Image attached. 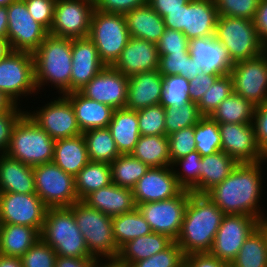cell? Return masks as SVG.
Instances as JSON below:
<instances>
[{
    "label": "cell",
    "instance_id": "1",
    "mask_svg": "<svg viewBox=\"0 0 267 267\" xmlns=\"http://www.w3.org/2000/svg\"><path fill=\"white\" fill-rule=\"evenodd\" d=\"M264 165L267 166V159L256 163H239L228 177L206 193L207 196L224 214L249 215L259 221L266 218L265 204H261L264 201L263 194H266L263 186L266 183L263 178L266 175L263 172Z\"/></svg>",
    "mask_w": 267,
    "mask_h": 267
},
{
    "label": "cell",
    "instance_id": "2",
    "mask_svg": "<svg viewBox=\"0 0 267 267\" xmlns=\"http://www.w3.org/2000/svg\"><path fill=\"white\" fill-rule=\"evenodd\" d=\"M224 215L207 194L190 193L182 227L175 240L185 256L210 252Z\"/></svg>",
    "mask_w": 267,
    "mask_h": 267
},
{
    "label": "cell",
    "instance_id": "3",
    "mask_svg": "<svg viewBox=\"0 0 267 267\" xmlns=\"http://www.w3.org/2000/svg\"><path fill=\"white\" fill-rule=\"evenodd\" d=\"M38 93L46 88L65 95L71 92L72 39L48 35L33 53ZM43 90V91H41Z\"/></svg>",
    "mask_w": 267,
    "mask_h": 267
},
{
    "label": "cell",
    "instance_id": "4",
    "mask_svg": "<svg viewBox=\"0 0 267 267\" xmlns=\"http://www.w3.org/2000/svg\"><path fill=\"white\" fill-rule=\"evenodd\" d=\"M40 238L54 249L57 256L94 258L68 207L47 209Z\"/></svg>",
    "mask_w": 267,
    "mask_h": 267
},
{
    "label": "cell",
    "instance_id": "5",
    "mask_svg": "<svg viewBox=\"0 0 267 267\" xmlns=\"http://www.w3.org/2000/svg\"><path fill=\"white\" fill-rule=\"evenodd\" d=\"M55 140L25 113L13 128L8 157L29 166L52 162Z\"/></svg>",
    "mask_w": 267,
    "mask_h": 267
},
{
    "label": "cell",
    "instance_id": "6",
    "mask_svg": "<svg viewBox=\"0 0 267 267\" xmlns=\"http://www.w3.org/2000/svg\"><path fill=\"white\" fill-rule=\"evenodd\" d=\"M94 258H117L120 249L113 238L112 217L78 201L68 207Z\"/></svg>",
    "mask_w": 267,
    "mask_h": 267
},
{
    "label": "cell",
    "instance_id": "7",
    "mask_svg": "<svg viewBox=\"0 0 267 267\" xmlns=\"http://www.w3.org/2000/svg\"><path fill=\"white\" fill-rule=\"evenodd\" d=\"M0 92L19 106H24L23 99L27 102L40 94L35 84L33 53L12 50L0 59Z\"/></svg>",
    "mask_w": 267,
    "mask_h": 267
},
{
    "label": "cell",
    "instance_id": "8",
    "mask_svg": "<svg viewBox=\"0 0 267 267\" xmlns=\"http://www.w3.org/2000/svg\"><path fill=\"white\" fill-rule=\"evenodd\" d=\"M88 38L95 44L100 61L113 66L131 38L124 14L95 9Z\"/></svg>",
    "mask_w": 267,
    "mask_h": 267
},
{
    "label": "cell",
    "instance_id": "9",
    "mask_svg": "<svg viewBox=\"0 0 267 267\" xmlns=\"http://www.w3.org/2000/svg\"><path fill=\"white\" fill-rule=\"evenodd\" d=\"M214 36L228 51L233 63L262 54V42L252 20L219 16Z\"/></svg>",
    "mask_w": 267,
    "mask_h": 267
},
{
    "label": "cell",
    "instance_id": "10",
    "mask_svg": "<svg viewBox=\"0 0 267 267\" xmlns=\"http://www.w3.org/2000/svg\"><path fill=\"white\" fill-rule=\"evenodd\" d=\"M35 191L48 208L70 207L80 201L75 177L65 173L53 161L33 167Z\"/></svg>",
    "mask_w": 267,
    "mask_h": 267
},
{
    "label": "cell",
    "instance_id": "11",
    "mask_svg": "<svg viewBox=\"0 0 267 267\" xmlns=\"http://www.w3.org/2000/svg\"><path fill=\"white\" fill-rule=\"evenodd\" d=\"M55 95L56 98L50 96V102L43 101L34 110L27 108L25 113L55 141L82 134L70 100L65 95Z\"/></svg>",
    "mask_w": 267,
    "mask_h": 267
},
{
    "label": "cell",
    "instance_id": "12",
    "mask_svg": "<svg viewBox=\"0 0 267 267\" xmlns=\"http://www.w3.org/2000/svg\"><path fill=\"white\" fill-rule=\"evenodd\" d=\"M191 191L182 190L177 196L137 205V209L153 232L175 241L180 233Z\"/></svg>",
    "mask_w": 267,
    "mask_h": 267
},
{
    "label": "cell",
    "instance_id": "13",
    "mask_svg": "<svg viewBox=\"0 0 267 267\" xmlns=\"http://www.w3.org/2000/svg\"><path fill=\"white\" fill-rule=\"evenodd\" d=\"M7 11V39L11 50L34 53L49 35L48 30L34 20L24 0H14Z\"/></svg>",
    "mask_w": 267,
    "mask_h": 267
},
{
    "label": "cell",
    "instance_id": "14",
    "mask_svg": "<svg viewBox=\"0 0 267 267\" xmlns=\"http://www.w3.org/2000/svg\"><path fill=\"white\" fill-rule=\"evenodd\" d=\"M94 0H56L50 35L78 39L88 37Z\"/></svg>",
    "mask_w": 267,
    "mask_h": 267
},
{
    "label": "cell",
    "instance_id": "15",
    "mask_svg": "<svg viewBox=\"0 0 267 267\" xmlns=\"http://www.w3.org/2000/svg\"><path fill=\"white\" fill-rule=\"evenodd\" d=\"M48 207L36 193L0 192V224H17L42 230Z\"/></svg>",
    "mask_w": 267,
    "mask_h": 267
},
{
    "label": "cell",
    "instance_id": "16",
    "mask_svg": "<svg viewBox=\"0 0 267 267\" xmlns=\"http://www.w3.org/2000/svg\"><path fill=\"white\" fill-rule=\"evenodd\" d=\"M258 224L259 220L249 215L225 214L209 253L231 264Z\"/></svg>",
    "mask_w": 267,
    "mask_h": 267
},
{
    "label": "cell",
    "instance_id": "17",
    "mask_svg": "<svg viewBox=\"0 0 267 267\" xmlns=\"http://www.w3.org/2000/svg\"><path fill=\"white\" fill-rule=\"evenodd\" d=\"M230 76L235 94L254 106L267 102V60L262 54L234 63Z\"/></svg>",
    "mask_w": 267,
    "mask_h": 267
},
{
    "label": "cell",
    "instance_id": "18",
    "mask_svg": "<svg viewBox=\"0 0 267 267\" xmlns=\"http://www.w3.org/2000/svg\"><path fill=\"white\" fill-rule=\"evenodd\" d=\"M221 149L238 163H256L267 159L256 140L252 123H218Z\"/></svg>",
    "mask_w": 267,
    "mask_h": 267
},
{
    "label": "cell",
    "instance_id": "19",
    "mask_svg": "<svg viewBox=\"0 0 267 267\" xmlns=\"http://www.w3.org/2000/svg\"><path fill=\"white\" fill-rule=\"evenodd\" d=\"M79 92L86 98L106 104L115 110L125 108L128 77L113 66H105Z\"/></svg>",
    "mask_w": 267,
    "mask_h": 267
},
{
    "label": "cell",
    "instance_id": "20",
    "mask_svg": "<svg viewBox=\"0 0 267 267\" xmlns=\"http://www.w3.org/2000/svg\"><path fill=\"white\" fill-rule=\"evenodd\" d=\"M136 206L177 196L183 188L171 166L151 167L132 189Z\"/></svg>",
    "mask_w": 267,
    "mask_h": 267
},
{
    "label": "cell",
    "instance_id": "21",
    "mask_svg": "<svg viewBox=\"0 0 267 267\" xmlns=\"http://www.w3.org/2000/svg\"><path fill=\"white\" fill-rule=\"evenodd\" d=\"M188 51L197 68L205 74H230L233 62L223 44L215 36L189 40Z\"/></svg>",
    "mask_w": 267,
    "mask_h": 267
},
{
    "label": "cell",
    "instance_id": "22",
    "mask_svg": "<svg viewBox=\"0 0 267 267\" xmlns=\"http://www.w3.org/2000/svg\"><path fill=\"white\" fill-rule=\"evenodd\" d=\"M159 54L156 43L131 37L113 67L124 76L158 70Z\"/></svg>",
    "mask_w": 267,
    "mask_h": 267
},
{
    "label": "cell",
    "instance_id": "23",
    "mask_svg": "<svg viewBox=\"0 0 267 267\" xmlns=\"http://www.w3.org/2000/svg\"><path fill=\"white\" fill-rule=\"evenodd\" d=\"M104 67L95 44L88 37L72 39L71 92L80 91Z\"/></svg>",
    "mask_w": 267,
    "mask_h": 267
},
{
    "label": "cell",
    "instance_id": "24",
    "mask_svg": "<svg viewBox=\"0 0 267 267\" xmlns=\"http://www.w3.org/2000/svg\"><path fill=\"white\" fill-rule=\"evenodd\" d=\"M163 76L158 70L141 72L128 77V92L125 108L138 111L160 102Z\"/></svg>",
    "mask_w": 267,
    "mask_h": 267
},
{
    "label": "cell",
    "instance_id": "25",
    "mask_svg": "<svg viewBox=\"0 0 267 267\" xmlns=\"http://www.w3.org/2000/svg\"><path fill=\"white\" fill-rule=\"evenodd\" d=\"M214 0H191L184 5V31L189 40L214 36L218 21Z\"/></svg>",
    "mask_w": 267,
    "mask_h": 267
},
{
    "label": "cell",
    "instance_id": "26",
    "mask_svg": "<svg viewBox=\"0 0 267 267\" xmlns=\"http://www.w3.org/2000/svg\"><path fill=\"white\" fill-rule=\"evenodd\" d=\"M83 202L111 217L129 213L137 208L133 190L113 183L90 193Z\"/></svg>",
    "mask_w": 267,
    "mask_h": 267
},
{
    "label": "cell",
    "instance_id": "27",
    "mask_svg": "<svg viewBox=\"0 0 267 267\" xmlns=\"http://www.w3.org/2000/svg\"><path fill=\"white\" fill-rule=\"evenodd\" d=\"M73 107L81 132L94 128H106L112 120V107L83 96L79 91L65 94Z\"/></svg>",
    "mask_w": 267,
    "mask_h": 267
},
{
    "label": "cell",
    "instance_id": "28",
    "mask_svg": "<svg viewBox=\"0 0 267 267\" xmlns=\"http://www.w3.org/2000/svg\"><path fill=\"white\" fill-rule=\"evenodd\" d=\"M0 192L36 193L33 167L0 154Z\"/></svg>",
    "mask_w": 267,
    "mask_h": 267
},
{
    "label": "cell",
    "instance_id": "29",
    "mask_svg": "<svg viewBox=\"0 0 267 267\" xmlns=\"http://www.w3.org/2000/svg\"><path fill=\"white\" fill-rule=\"evenodd\" d=\"M130 37L157 43L165 32L164 19L148 4L124 14Z\"/></svg>",
    "mask_w": 267,
    "mask_h": 267
},
{
    "label": "cell",
    "instance_id": "30",
    "mask_svg": "<svg viewBox=\"0 0 267 267\" xmlns=\"http://www.w3.org/2000/svg\"><path fill=\"white\" fill-rule=\"evenodd\" d=\"M120 155L131 154L140 135L137 111L127 108L114 110L107 127Z\"/></svg>",
    "mask_w": 267,
    "mask_h": 267
},
{
    "label": "cell",
    "instance_id": "31",
    "mask_svg": "<svg viewBox=\"0 0 267 267\" xmlns=\"http://www.w3.org/2000/svg\"><path fill=\"white\" fill-rule=\"evenodd\" d=\"M89 161L82 134L55 141L53 162L65 173L75 177Z\"/></svg>",
    "mask_w": 267,
    "mask_h": 267
},
{
    "label": "cell",
    "instance_id": "32",
    "mask_svg": "<svg viewBox=\"0 0 267 267\" xmlns=\"http://www.w3.org/2000/svg\"><path fill=\"white\" fill-rule=\"evenodd\" d=\"M173 242L168 236L152 232L124 244L119 251L118 259L130 267L134 262L149 258L166 249Z\"/></svg>",
    "mask_w": 267,
    "mask_h": 267
},
{
    "label": "cell",
    "instance_id": "33",
    "mask_svg": "<svg viewBox=\"0 0 267 267\" xmlns=\"http://www.w3.org/2000/svg\"><path fill=\"white\" fill-rule=\"evenodd\" d=\"M40 238L32 227L17 224H0V254L21 257Z\"/></svg>",
    "mask_w": 267,
    "mask_h": 267
},
{
    "label": "cell",
    "instance_id": "34",
    "mask_svg": "<svg viewBox=\"0 0 267 267\" xmlns=\"http://www.w3.org/2000/svg\"><path fill=\"white\" fill-rule=\"evenodd\" d=\"M239 163L223 151L201 157L200 194H206L221 183Z\"/></svg>",
    "mask_w": 267,
    "mask_h": 267
},
{
    "label": "cell",
    "instance_id": "35",
    "mask_svg": "<svg viewBox=\"0 0 267 267\" xmlns=\"http://www.w3.org/2000/svg\"><path fill=\"white\" fill-rule=\"evenodd\" d=\"M131 155L148 167L171 166L169 141L166 135H141Z\"/></svg>",
    "mask_w": 267,
    "mask_h": 267
},
{
    "label": "cell",
    "instance_id": "36",
    "mask_svg": "<svg viewBox=\"0 0 267 267\" xmlns=\"http://www.w3.org/2000/svg\"><path fill=\"white\" fill-rule=\"evenodd\" d=\"M111 183L110 164L105 162L89 161L75 176V190L80 201Z\"/></svg>",
    "mask_w": 267,
    "mask_h": 267
},
{
    "label": "cell",
    "instance_id": "37",
    "mask_svg": "<svg viewBox=\"0 0 267 267\" xmlns=\"http://www.w3.org/2000/svg\"><path fill=\"white\" fill-rule=\"evenodd\" d=\"M112 230L119 249L128 241L153 232L137 208L129 213L113 216Z\"/></svg>",
    "mask_w": 267,
    "mask_h": 267
},
{
    "label": "cell",
    "instance_id": "38",
    "mask_svg": "<svg viewBox=\"0 0 267 267\" xmlns=\"http://www.w3.org/2000/svg\"><path fill=\"white\" fill-rule=\"evenodd\" d=\"M82 135L91 162L110 164L120 155L115 140L107 127L90 129L83 132Z\"/></svg>",
    "mask_w": 267,
    "mask_h": 267
},
{
    "label": "cell",
    "instance_id": "39",
    "mask_svg": "<svg viewBox=\"0 0 267 267\" xmlns=\"http://www.w3.org/2000/svg\"><path fill=\"white\" fill-rule=\"evenodd\" d=\"M255 106L235 93L224 99L210 117L217 123H252Z\"/></svg>",
    "mask_w": 267,
    "mask_h": 267
},
{
    "label": "cell",
    "instance_id": "40",
    "mask_svg": "<svg viewBox=\"0 0 267 267\" xmlns=\"http://www.w3.org/2000/svg\"><path fill=\"white\" fill-rule=\"evenodd\" d=\"M111 180L117 186L133 189L137 181L150 168L131 154L119 155L112 163Z\"/></svg>",
    "mask_w": 267,
    "mask_h": 267
},
{
    "label": "cell",
    "instance_id": "41",
    "mask_svg": "<svg viewBox=\"0 0 267 267\" xmlns=\"http://www.w3.org/2000/svg\"><path fill=\"white\" fill-rule=\"evenodd\" d=\"M232 267H267V251L263 233L256 228L244 241Z\"/></svg>",
    "mask_w": 267,
    "mask_h": 267
},
{
    "label": "cell",
    "instance_id": "42",
    "mask_svg": "<svg viewBox=\"0 0 267 267\" xmlns=\"http://www.w3.org/2000/svg\"><path fill=\"white\" fill-rule=\"evenodd\" d=\"M171 167L178 184L184 190L200 194L201 154L198 151L190 152L188 155L175 160Z\"/></svg>",
    "mask_w": 267,
    "mask_h": 267
},
{
    "label": "cell",
    "instance_id": "43",
    "mask_svg": "<svg viewBox=\"0 0 267 267\" xmlns=\"http://www.w3.org/2000/svg\"><path fill=\"white\" fill-rule=\"evenodd\" d=\"M194 140L196 151L201 154V157L222 151L218 123L210 116H202L199 119L195 125Z\"/></svg>",
    "mask_w": 267,
    "mask_h": 267
},
{
    "label": "cell",
    "instance_id": "44",
    "mask_svg": "<svg viewBox=\"0 0 267 267\" xmlns=\"http://www.w3.org/2000/svg\"><path fill=\"white\" fill-rule=\"evenodd\" d=\"M202 115L199 113L197 103L187 102L183 106L165 108V135L183 128L195 126Z\"/></svg>",
    "mask_w": 267,
    "mask_h": 267
},
{
    "label": "cell",
    "instance_id": "45",
    "mask_svg": "<svg viewBox=\"0 0 267 267\" xmlns=\"http://www.w3.org/2000/svg\"><path fill=\"white\" fill-rule=\"evenodd\" d=\"M158 71L163 77L179 75L188 79L195 78L201 72L189 53H173L159 56Z\"/></svg>",
    "mask_w": 267,
    "mask_h": 267
},
{
    "label": "cell",
    "instance_id": "46",
    "mask_svg": "<svg viewBox=\"0 0 267 267\" xmlns=\"http://www.w3.org/2000/svg\"><path fill=\"white\" fill-rule=\"evenodd\" d=\"M189 79L179 75L163 77V90L159 104L164 108L181 107L190 102Z\"/></svg>",
    "mask_w": 267,
    "mask_h": 267
},
{
    "label": "cell",
    "instance_id": "47",
    "mask_svg": "<svg viewBox=\"0 0 267 267\" xmlns=\"http://www.w3.org/2000/svg\"><path fill=\"white\" fill-rule=\"evenodd\" d=\"M233 93L230 74L219 76L197 103L199 113L202 116H210L218 105Z\"/></svg>",
    "mask_w": 267,
    "mask_h": 267
},
{
    "label": "cell",
    "instance_id": "48",
    "mask_svg": "<svg viewBox=\"0 0 267 267\" xmlns=\"http://www.w3.org/2000/svg\"><path fill=\"white\" fill-rule=\"evenodd\" d=\"M140 135H165V108L153 105L137 111Z\"/></svg>",
    "mask_w": 267,
    "mask_h": 267
},
{
    "label": "cell",
    "instance_id": "49",
    "mask_svg": "<svg viewBox=\"0 0 267 267\" xmlns=\"http://www.w3.org/2000/svg\"><path fill=\"white\" fill-rule=\"evenodd\" d=\"M185 255L173 241L166 249L141 261L134 262L130 267H184Z\"/></svg>",
    "mask_w": 267,
    "mask_h": 267
},
{
    "label": "cell",
    "instance_id": "50",
    "mask_svg": "<svg viewBox=\"0 0 267 267\" xmlns=\"http://www.w3.org/2000/svg\"><path fill=\"white\" fill-rule=\"evenodd\" d=\"M23 267H55L57 254L41 238L21 257Z\"/></svg>",
    "mask_w": 267,
    "mask_h": 267
},
{
    "label": "cell",
    "instance_id": "51",
    "mask_svg": "<svg viewBox=\"0 0 267 267\" xmlns=\"http://www.w3.org/2000/svg\"><path fill=\"white\" fill-rule=\"evenodd\" d=\"M195 126L183 128L168 136L171 164L190 152L196 151Z\"/></svg>",
    "mask_w": 267,
    "mask_h": 267
},
{
    "label": "cell",
    "instance_id": "52",
    "mask_svg": "<svg viewBox=\"0 0 267 267\" xmlns=\"http://www.w3.org/2000/svg\"><path fill=\"white\" fill-rule=\"evenodd\" d=\"M260 0H214L219 16L253 20Z\"/></svg>",
    "mask_w": 267,
    "mask_h": 267
},
{
    "label": "cell",
    "instance_id": "53",
    "mask_svg": "<svg viewBox=\"0 0 267 267\" xmlns=\"http://www.w3.org/2000/svg\"><path fill=\"white\" fill-rule=\"evenodd\" d=\"M156 45L159 56L173 53H189V39L187 36L182 31L167 27Z\"/></svg>",
    "mask_w": 267,
    "mask_h": 267
},
{
    "label": "cell",
    "instance_id": "54",
    "mask_svg": "<svg viewBox=\"0 0 267 267\" xmlns=\"http://www.w3.org/2000/svg\"><path fill=\"white\" fill-rule=\"evenodd\" d=\"M27 107L29 108L30 106L23 107L14 104L8 111L0 114V154L7 151L13 128L17 121L25 114Z\"/></svg>",
    "mask_w": 267,
    "mask_h": 267
},
{
    "label": "cell",
    "instance_id": "55",
    "mask_svg": "<svg viewBox=\"0 0 267 267\" xmlns=\"http://www.w3.org/2000/svg\"><path fill=\"white\" fill-rule=\"evenodd\" d=\"M30 15L48 31L53 22L56 0H24Z\"/></svg>",
    "mask_w": 267,
    "mask_h": 267
},
{
    "label": "cell",
    "instance_id": "56",
    "mask_svg": "<svg viewBox=\"0 0 267 267\" xmlns=\"http://www.w3.org/2000/svg\"><path fill=\"white\" fill-rule=\"evenodd\" d=\"M252 124L258 146L267 157V102L255 106Z\"/></svg>",
    "mask_w": 267,
    "mask_h": 267
},
{
    "label": "cell",
    "instance_id": "57",
    "mask_svg": "<svg viewBox=\"0 0 267 267\" xmlns=\"http://www.w3.org/2000/svg\"><path fill=\"white\" fill-rule=\"evenodd\" d=\"M149 0H94L95 9L107 13L125 14L134 8L145 6Z\"/></svg>",
    "mask_w": 267,
    "mask_h": 267
},
{
    "label": "cell",
    "instance_id": "58",
    "mask_svg": "<svg viewBox=\"0 0 267 267\" xmlns=\"http://www.w3.org/2000/svg\"><path fill=\"white\" fill-rule=\"evenodd\" d=\"M218 77L219 75L205 74L201 71L195 78L189 79L190 101L198 103Z\"/></svg>",
    "mask_w": 267,
    "mask_h": 267
},
{
    "label": "cell",
    "instance_id": "59",
    "mask_svg": "<svg viewBox=\"0 0 267 267\" xmlns=\"http://www.w3.org/2000/svg\"><path fill=\"white\" fill-rule=\"evenodd\" d=\"M228 262L222 261L210 253H193L185 256L184 267H228Z\"/></svg>",
    "mask_w": 267,
    "mask_h": 267
},
{
    "label": "cell",
    "instance_id": "60",
    "mask_svg": "<svg viewBox=\"0 0 267 267\" xmlns=\"http://www.w3.org/2000/svg\"><path fill=\"white\" fill-rule=\"evenodd\" d=\"M252 21L261 42L267 40V0H260Z\"/></svg>",
    "mask_w": 267,
    "mask_h": 267
},
{
    "label": "cell",
    "instance_id": "61",
    "mask_svg": "<svg viewBox=\"0 0 267 267\" xmlns=\"http://www.w3.org/2000/svg\"><path fill=\"white\" fill-rule=\"evenodd\" d=\"M191 0H149L148 5L164 18L169 11L181 9V6Z\"/></svg>",
    "mask_w": 267,
    "mask_h": 267
},
{
    "label": "cell",
    "instance_id": "62",
    "mask_svg": "<svg viewBox=\"0 0 267 267\" xmlns=\"http://www.w3.org/2000/svg\"><path fill=\"white\" fill-rule=\"evenodd\" d=\"M165 26L167 28L184 31V5L181 9L175 11H169L168 14L163 18Z\"/></svg>",
    "mask_w": 267,
    "mask_h": 267
},
{
    "label": "cell",
    "instance_id": "63",
    "mask_svg": "<svg viewBox=\"0 0 267 267\" xmlns=\"http://www.w3.org/2000/svg\"><path fill=\"white\" fill-rule=\"evenodd\" d=\"M94 259L57 256L55 267H90Z\"/></svg>",
    "mask_w": 267,
    "mask_h": 267
},
{
    "label": "cell",
    "instance_id": "64",
    "mask_svg": "<svg viewBox=\"0 0 267 267\" xmlns=\"http://www.w3.org/2000/svg\"><path fill=\"white\" fill-rule=\"evenodd\" d=\"M90 267H126L118 258H95Z\"/></svg>",
    "mask_w": 267,
    "mask_h": 267
},
{
    "label": "cell",
    "instance_id": "65",
    "mask_svg": "<svg viewBox=\"0 0 267 267\" xmlns=\"http://www.w3.org/2000/svg\"><path fill=\"white\" fill-rule=\"evenodd\" d=\"M0 267H23L20 257L3 256L0 254Z\"/></svg>",
    "mask_w": 267,
    "mask_h": 267
},
{
    "label": "cell",
    "instance_id": "66",
    "mask_svg": "<svg viewBox=\"0 0 267 267\" xmlns=\"http://www.w3.org/2000/svg\"><path fill=\"white\" fill-rule=\"evenodd\" d=\"M8 11L7 7H0V37L7 38Z\"/></svg>",
    "mask_w": 267,
    "mask_h": 267
},
{
    "label": "cell",
    "instance_id": "67",
    "mask_svg": "<svg viewBox=\"0 0 267 267\" xmlns=\"http://www.w3.org/2000/svg\"><path fill=\"white\" fill-rule=\"evenodd\" d=\"M14 104L0 92V114L8 111Z\"/></svg>",
    "mask_w": 267,
    "mask_h": 267
},
{
    "label": "cell",
    "instance_id": "68",
    "mask_svg": "<svg viewBox=\"0 0 267 267\" xmlns=\"http://www.w3.org/2000/svg\"><path fill=\"white\" fill-rule=\"evenodd\" d=\"M11 50L10 44L6 37H0V59L5 57Z\"/></svg>",
    "mask_w": 267,
    "mask_h": 267
},
{
    "label": "cell",
    "instance_id": "69",
    "mask_svg": "<svg viewBox=\"0 0 267 267\" xmlns=\"http://www.w3.org/2000/svg\"><path fill=\"white\" fill-rule=\"evenodd\" d=\"M264 235V240L266 243V251H267V217L263 218L259 221L258 227H257Z\"/></svg>",
    "mask_w": 267,
    "mask_h": 267
},
{
    "label": "cell",
    "instance_id": "70",
    "mask_svg": "<svg viewBox=\"0 0 267 267\" xmlns=\"http://www.w3.org/2000/svg\"><path fill=\"white\" fill-rule=\"evenodd\" d=\"M262 55L267 60V40L262 42Z\"/></svg>",
    "mask_w": 267,
    "mask_h": 267
},
{
    "label": "cell",
    "instance_id": "71",
    "mask_svg": "<svg viewBox=\"0 0 267 267\" xmlns=\"http://www.w3.org/2000/svg\"><path fill=\"white\" fill-rule=\"evenodd\" d=\"M14 0H0V7H7L11 4Z\"/></svg>",
    "mask_w": 267,
    "mask_h": 267
}]
</instances>
